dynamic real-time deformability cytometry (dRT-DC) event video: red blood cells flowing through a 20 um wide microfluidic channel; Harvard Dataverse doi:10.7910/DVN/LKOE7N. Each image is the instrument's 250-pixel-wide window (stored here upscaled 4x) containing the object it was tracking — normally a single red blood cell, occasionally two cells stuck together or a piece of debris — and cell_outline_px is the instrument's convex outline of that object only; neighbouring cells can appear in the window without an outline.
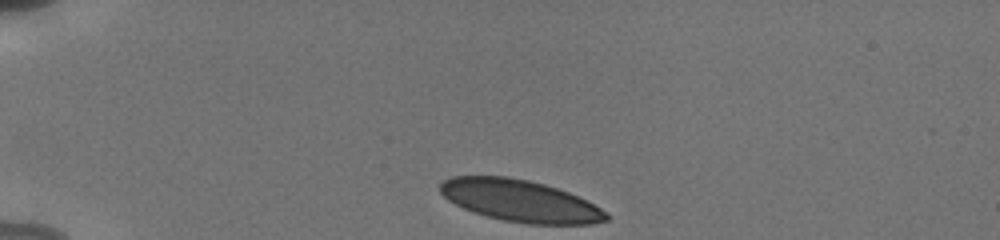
{"species": "human", "species_latin": "Homo sapiens", "temperature_condition": "cold", "stored_images_in_passage": 36, "camera_frame_rate_fps": 3000, "um_per_image_px": 0.085, "donor": {"sex": "male"}, "frame": {"image": 1, "passage_image": 1, "time_ms": 0.0, "image_size_px": [1000, 240], "cell_outline_px": [[608, 220], [592, 224], [528, 224], [504, 220], [488, 216], [464, 208], [448, 200], [440, 192], [440, 184], [444, 180], [452, 176], [508, 176], [528, 180], [544, 184], [568, 192], [600, 208], [608, 216]], "centroid_in_image_um": [44.19, 17.06], "position_along_channel_um": 40.8, "area_um2": 40.0}}
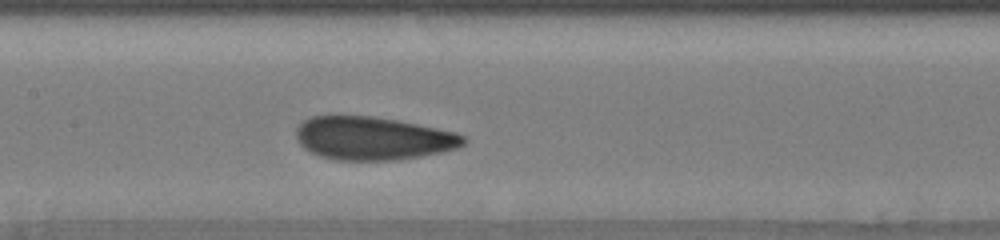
{"frame": {"image": 2, "passage_image": 16, "time_ms": 5.0, "image_size_px": [1000, 240], "cell_outline_px": [[468, 140], [460, 148], [420, 156], [396, 160], [336, 160], [320, 156], [304, 148], [296, 140], [296, 128], [304, 120], [312, 116], [372, 116], [396, 120], [456, 132], [464, 136]], "centroid_in_image_um": [31.7, 11.76], "position_along_channel_um": 175.7, "area_um2": 42.08}}
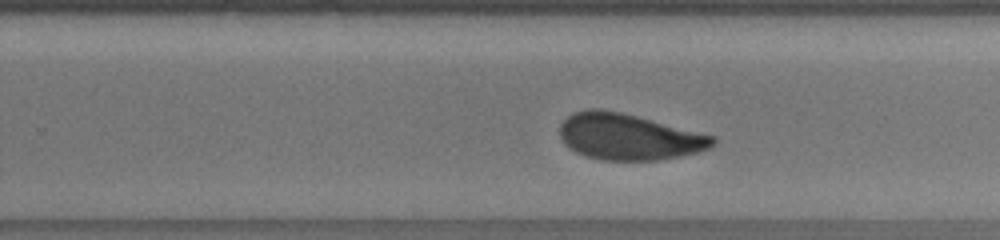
{"frame": {"image": 3, "passage_image": 24, "time_ms": 7.667, "image_size_px": [1000, 240], "cell_outline_px": [[716, 144], [708, 148], [696, 152], [680, 156], [656, 160], [600, 160], [584, 156], [568, 148], [564, 144], [560, 136], [560, 124], [572, 112], [588, 108], [600, 108], [620, 112], [716, 136]], "centroid_in_image_um": [53.4, 11.62], "position_along_channel_um": 276.4, "area_um2": 41.27}, "authors_computed_cell_mechanics": {"area_um2": 41.7894, "velocity_mm_per_s": 3.7928, "shape_relaxation_time_tau1_ms": 4.5924, "shape_relaxation_time_tau2_ms": 0.936, "deformation_change_tau1": 0.1266, "deformation_change_tau2": 0.0601}}